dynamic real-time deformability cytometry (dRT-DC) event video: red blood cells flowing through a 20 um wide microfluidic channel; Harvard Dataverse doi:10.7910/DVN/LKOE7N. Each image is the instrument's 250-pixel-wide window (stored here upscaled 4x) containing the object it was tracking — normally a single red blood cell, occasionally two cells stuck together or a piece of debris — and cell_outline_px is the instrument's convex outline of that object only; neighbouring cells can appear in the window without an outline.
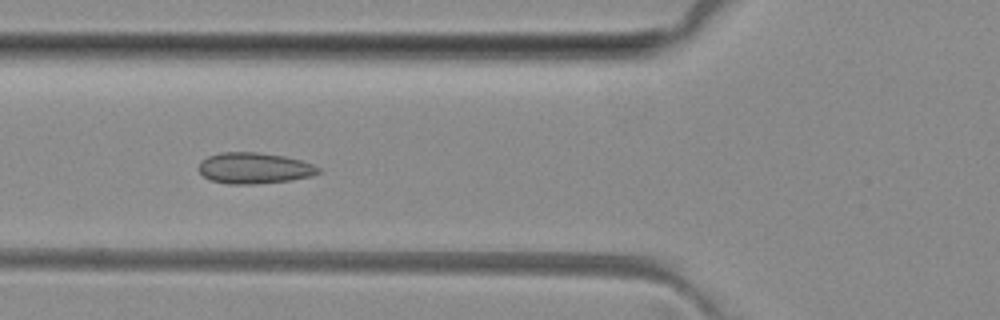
{"species": "common noctule bat (a hibernating species)", "species_latin": "Nyctalus noctula", "temperature_condition": "room temperature", "stored_images_in_passage": 7, "camera_frame_rate_fps": 3000, "um_per_image_px": 0.085, "animal": {"sex": "female", "body_mass_g": 29.2, "forearm_length_mm": 56.3}, "frame": {"image": 1, "passage_image": 5, "time_ms": 4.333, "image_size_px": [1000, 320], "cell_outline_px": [[324, 172], [312, 176], [292, 180], [256, 184], [228, 184], [208, 180], [196, 168], [200, 160], [208, 156], [220, 152], [256, 152], [284, 156], [300, 160], [312, 164], [320, 168]], "centroid_in_image_um": [21.59, 14.3], "position_along_channel_um": 104.2, "area_um2": 22.02}}
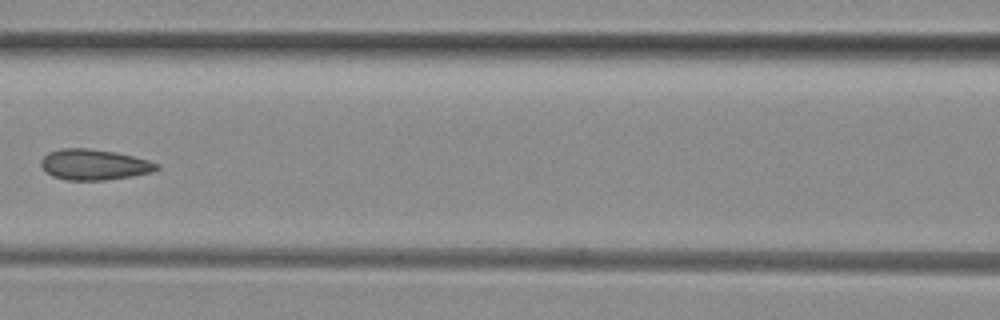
{"frame": {"image": 2, "passage_image": 6, "time_ms": 5.667, "image_size_px": [1000, 320], "cell_outline_px": [[160, 168], [152, 172], [132, 176], [104, 180], [64, 180], [52, 176], [44, 172], [40, 164], [40, 160], [48, 152], [60, 148], [88, 148], [116, 152], [148, 160], [160, 164]], "centroid_in_image_um": [7.97, 13.99], "position_along_channel_um": 158.6, "area_um2": 20.92}}
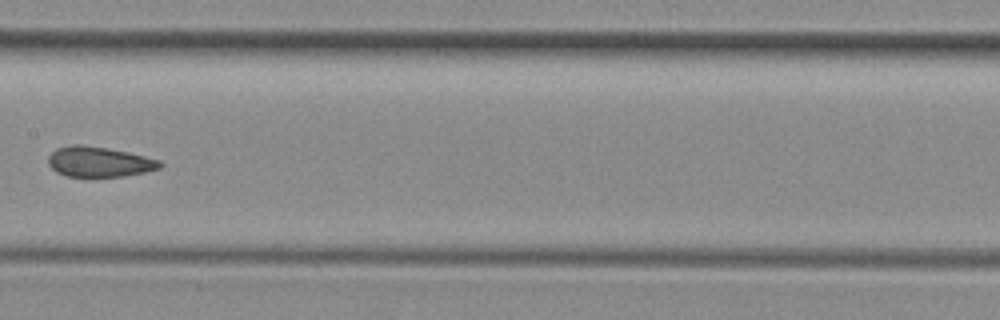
{"frame": {"image": 3, "passage_image": 7, "time_ms": 6.667, "image_size_px": [1000, 320], "cell_outline_px": [[164, 164], [160, 168], [144, 172], [124, 176], [64, 176], [56, 172], [48, 164], [48, 156], [56, 148], [76, 144], [80, 144], [128, 152], [160, 160]], "centroid_in_image_um": [8.41, 13.75], "position_along_channel_um": 199.0, "area_um2": 19.54}}